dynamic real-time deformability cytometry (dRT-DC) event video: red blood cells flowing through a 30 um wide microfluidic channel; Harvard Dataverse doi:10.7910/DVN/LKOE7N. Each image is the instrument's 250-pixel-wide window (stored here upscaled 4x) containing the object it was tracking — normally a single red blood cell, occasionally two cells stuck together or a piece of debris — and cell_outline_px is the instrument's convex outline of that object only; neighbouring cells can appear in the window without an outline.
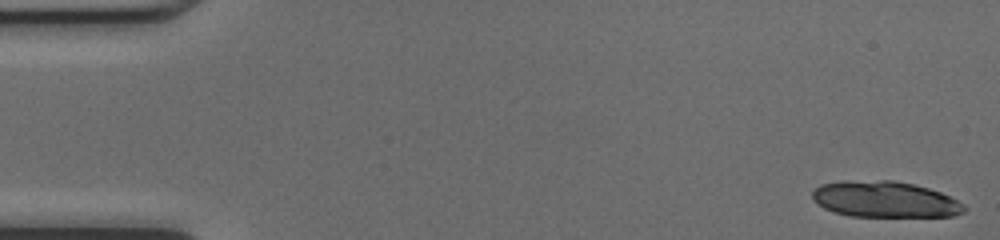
{"species": "common noctule bat (a hibernating species)", "species_latin": "Nyctalus noctula", "temperature_condition": "cold", "stored_images_in_passage": 46, "camera_frame_rate_fps": 3000, "um_per_image_px": 0.085, "animal": {"sex": "female", "body_mass_g": 17.0, "forearm_length_mm": 48.0}, "frame": {"image": 1, "passage_image": 1, "time_ms": 0.0, "image_size_px": [1000, 240], "cell_outline_px": [[968, 208], [964, 212], [952, 216], [848, 216], [824, 208], [812, 196], [812, 192], [820, 184], [840, 180], [892, 180], [912, 184], [928, 188], [940, 192], [964, 204]], "centroid_in_image_um": [75.21, 16.94], "position_along_channel_um": 9.8, "area_um2": 31.85}}
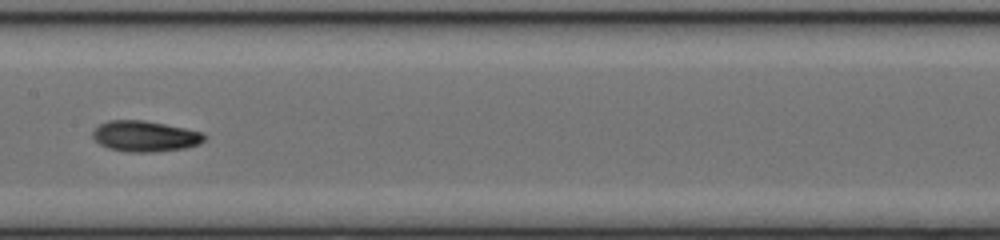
{"frame": {"image": 2, "passage_image": 25, "time_ms": 8.0, "image_size_px": [1000, 240], "cell_outline_px": [[204, 140], [200, 144], [184, 148], [152, 152], [128, 152], [108, 148], [100, 144], [92, 136], [92, 132], [100, 124], [108, 120], [144, 120], [184, 128], [200, 132], [204, 136]], "centroid_in_image_um": [12.29, 11.58], "position_along_channel_um": 195.1, "area_um2": 19.83}}
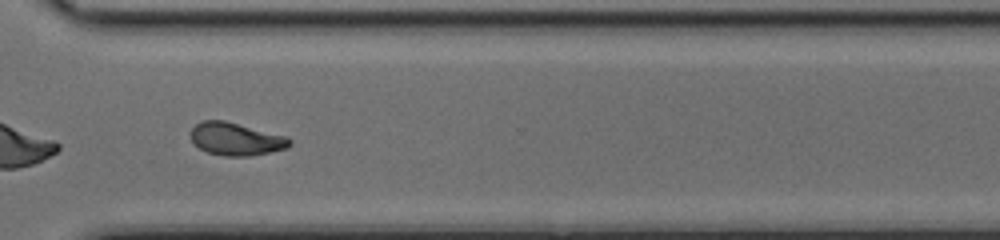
{"frame": {"image": 3, "passage_image": 36, "time_ms": 11.667, "image_size_px": [1000, 240], "cell_outline_px": [[292, 144], [288, 148], [248, 156], [224, 156], [208, 152], [200, 148], [192, 140], [188, 132], [200, 120], [224, 120], [288, 136], [292, 140]], "centroid_in_image_um": [20.06, 11.8], "position_along_channel_um": 350.5, "area_um2": 19.02}, "authors_computed_cell_mechanics": {"area_um2": 19.652, "velocity_mm_per_s": 4.2502, "shape_relaxation_time_tau1_ms": 3.1601, "shape_relaxation_time_tau2_ms": 2.2556, "deformation_change_tau1": 0.1499, "deformation_change_tau2": 0.085}}